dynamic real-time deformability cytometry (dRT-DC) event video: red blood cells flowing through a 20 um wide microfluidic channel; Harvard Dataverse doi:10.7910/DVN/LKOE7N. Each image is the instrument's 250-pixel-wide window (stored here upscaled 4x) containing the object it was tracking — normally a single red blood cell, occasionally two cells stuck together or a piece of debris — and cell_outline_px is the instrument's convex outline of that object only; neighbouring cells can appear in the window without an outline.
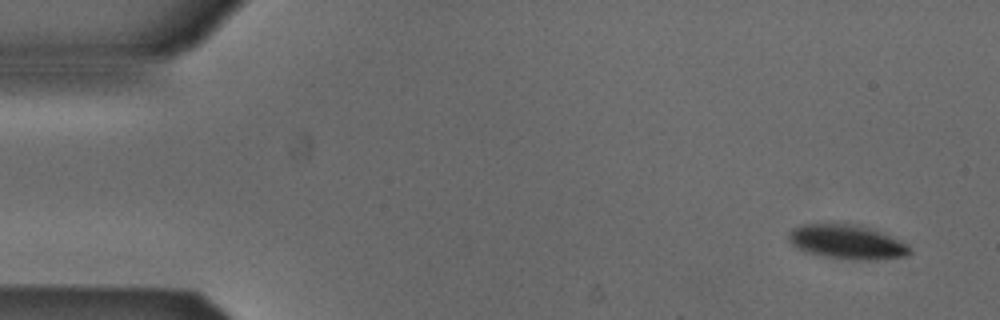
{"species": "Egyptian fruit bat (a non-hibernating species)", "species_latin": "Rousettus aegyptiacus", "temperature_condition": "cold", "stored_images_in_passage": 5, "camera_frame_rate_fps": 3000, "um_per_image_px": 0.085, "animal": {"sex": "male"}, "frame": {"image": 1, "passage_image": 1, "time_ms": 0.0, "image_size_px": [1000, 320], "cell_outline_px": [[912, 252], [908, 256], [876, 260], [852, 260], [824, 256], [804, 252], [796, 248], [788, 240], [788, 232], [792, 228], [800, 224], [848, 224], [868, 228], [880, 232], [900, 240], [908, 244], [912, 248]], "centroid_in_image_um": [71.99, 20.59], "position_along_channel_um": 13.0, "area_um2": 24.33}}
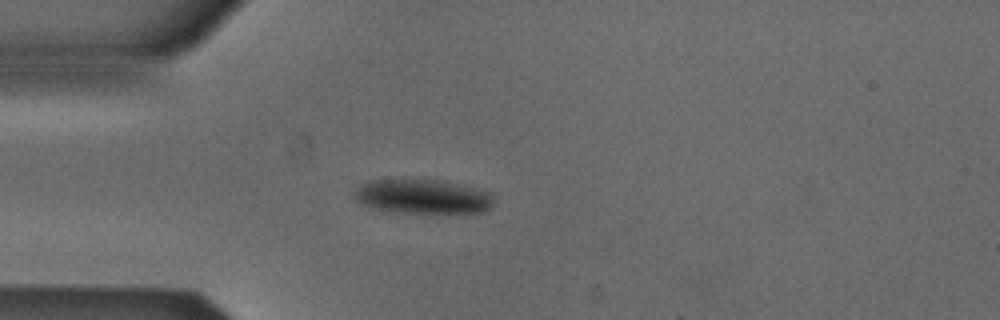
{"frame": {"image": 2, "passage_image": 4, "time_ms": 1.0, "image_size_px": [1000, 320], "cell_outline_px": [[492, 208], [484, 212], [388, 212], [360, 204], [352, 196], [352, 192], [360, 184], [368, 180], [436, 180], [492, 192]], "centroid_in_image_um": [35.85, 16.71], "position_along_channel_um": 49.1, "area_um2": 27.74}}